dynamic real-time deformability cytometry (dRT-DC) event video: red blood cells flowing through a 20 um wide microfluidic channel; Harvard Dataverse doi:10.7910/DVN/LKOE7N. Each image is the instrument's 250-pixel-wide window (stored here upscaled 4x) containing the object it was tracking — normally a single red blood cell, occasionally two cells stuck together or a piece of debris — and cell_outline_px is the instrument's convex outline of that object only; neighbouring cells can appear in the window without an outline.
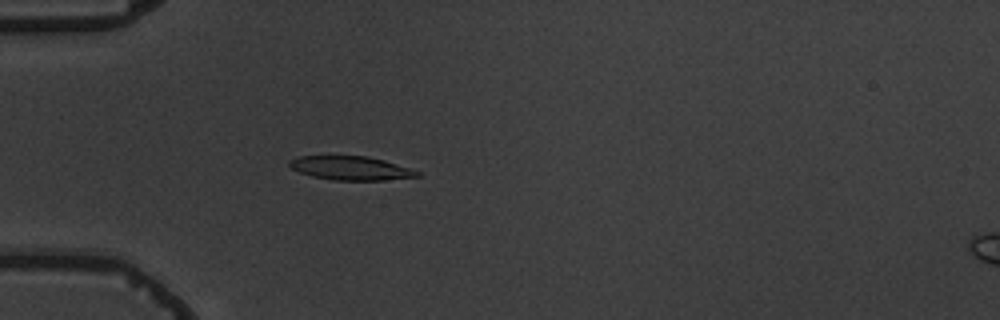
{"species": "common noctule bat (a hibernating species)", "species_latin": "Nyctalus noctula", "temperature_condition": "warm", "stored_images_in_passage": 4, "camera_frame_rate_fps": 3000, "um_per_image_px": 0.085, "animal": {"sex": "male", "body_mass_g": 19.5, "forearm_length_mm": 54.6}, "frame": {"image": 1, "passage_image": 4, "time_ms": 3.667, "image_size_px": [1000, 320], "cell_outline_px": [[420, 176], [384, 180], [332, 180], [312, 176], [300, 172], [292, 168], [288, 164], [288, 160], [300, 156], [368, 156], [384, 160], [420, 172]], "centroid_in_image_um": [29.79, 14.29], "position_along_channel_um": 55.2, "area_um2": 17.57}}